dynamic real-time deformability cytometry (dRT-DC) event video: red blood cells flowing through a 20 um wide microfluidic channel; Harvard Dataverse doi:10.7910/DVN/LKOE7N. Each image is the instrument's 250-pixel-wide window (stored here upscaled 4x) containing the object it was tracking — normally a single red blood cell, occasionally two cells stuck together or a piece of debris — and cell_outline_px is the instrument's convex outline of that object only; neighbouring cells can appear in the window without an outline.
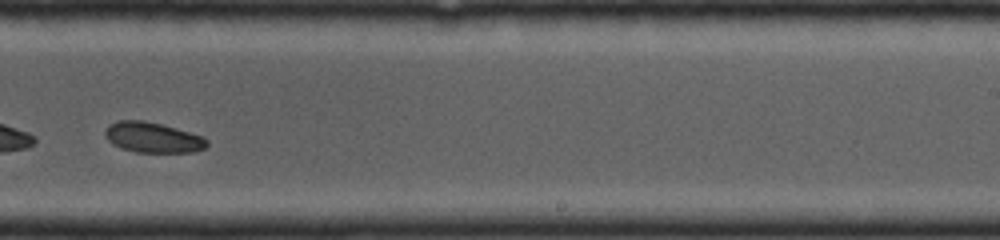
{"species": "common noctule bat (a hibernating species)", "species_latin": "Nyctalus noctula", "temperature_condition": "cold", "stored_images_in_passage": 34, "camera_frame_rate_fps": 4000, "um_per_image_px": 0.085, "animal": {"sex": "female", "body_mass_g": 19.0, "forearm_length_mm": 53.3}, "frame": {"image": 1, "passage_image": 19, "time_ms": 3.75, "image_size_px": [1000, 240], "cell_outline_px": [[208, 144], [204, 148], [192, 152], [136, 152], [120, 148], [112, 144], [108, 140], [104, 132], [108, 124], [116, 120], [144, 120], [176, 128], [204, 136], [208, 140]], "centroid_in_image_um": [12.97, 11.68], "position_along_channel_um": 276.0, "area_um2": 18.15}}